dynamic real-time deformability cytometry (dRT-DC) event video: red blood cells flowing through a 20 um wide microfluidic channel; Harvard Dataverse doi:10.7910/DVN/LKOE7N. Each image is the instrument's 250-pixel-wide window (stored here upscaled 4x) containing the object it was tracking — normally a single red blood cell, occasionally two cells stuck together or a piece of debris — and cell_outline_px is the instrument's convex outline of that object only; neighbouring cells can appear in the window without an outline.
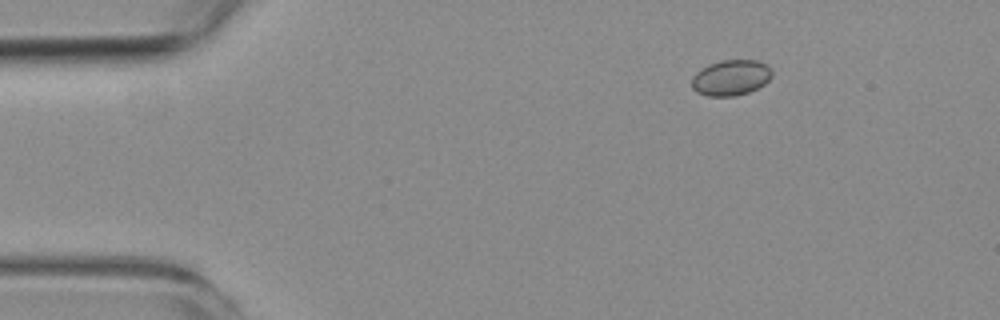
{"species": "common noctule bat (a hibernating species)", "species_latin": "Nyctalus noctula", "temperature_condition": "room temperature", "stored_images_in_passage": 8, "camera_frame_rate_fps": 3000, "um_per_image_px": 0.085, "animal": {"sex": "female", "body_mass_g": 19.3, "forearm_length_mm": 54.1}, "frame": {"image": 1, "passage_image": 2, "time_ms": 1.667, "image_size_px": [1000, 320], "cell_outline_px": [[772, 76], [764, 84], [748, 92], [732, 96], [708, 96], [696, 92], [692, 88], [692, 76], [700, 68], [708, 64], [720, 60], [756, 60], [768, 64], [772, 72]], "centroid_in_image_um": [62.1, 6.59], "position_along_channel_um": 22.9, "area_um2": 16.76}}
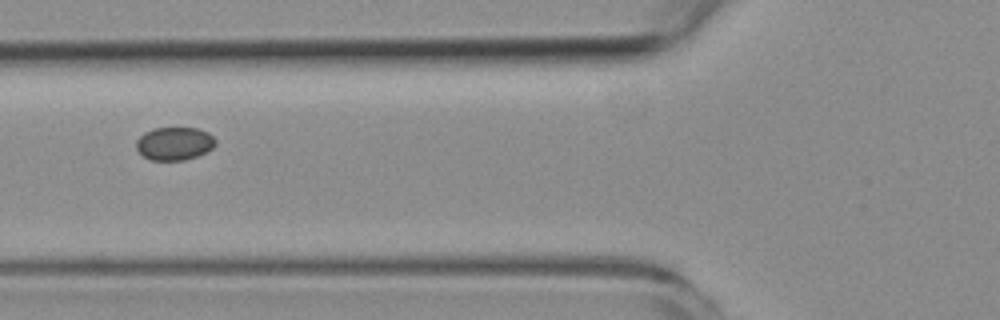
{"frame": {"image": 2, "passage_image": 6, "time_ms": 6.0, "image_size_px": [1000, 320], "cell_outline_px": [[216, 144], [212, 148], [196, 156], [184, 160], [152, 160], [144, 156], [136, 148], [136, 140], [144, 132], [152, 128], [196, 128], [208, 132], [216, 140]], "centroid_in_image_um": [14.81, 12.19], "position_along_channel_um": 111.0, "area_um2": 15.2}}
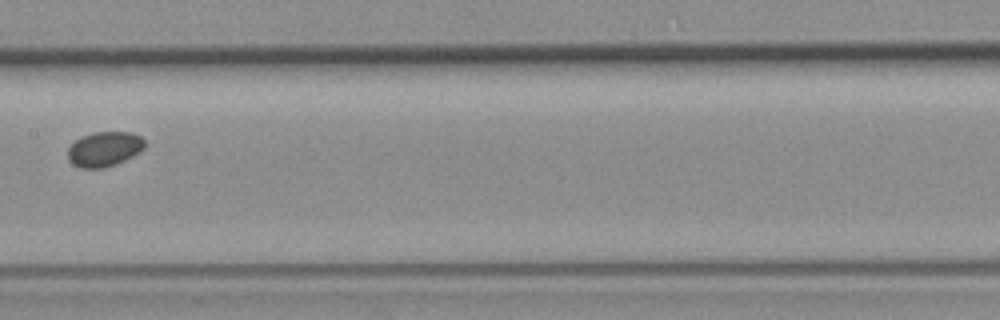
{"frame": {"image": 3, "passage_image": 8, "time_ms": 8.333, "image_size_px": [1000, 320], "cell_outline_px": [[144, 148], [140, 152], [116, 164], [104, 168], [80, 168], [72, 164], [68, 160], [68, 148], [80, 136], [92, 132], [132, 132], [140, 136], [144, 140]], "centroid_in_image_um": [8.85, 12.67], "position_along_channel_um": 198.5, "area_um2": 15.72}}